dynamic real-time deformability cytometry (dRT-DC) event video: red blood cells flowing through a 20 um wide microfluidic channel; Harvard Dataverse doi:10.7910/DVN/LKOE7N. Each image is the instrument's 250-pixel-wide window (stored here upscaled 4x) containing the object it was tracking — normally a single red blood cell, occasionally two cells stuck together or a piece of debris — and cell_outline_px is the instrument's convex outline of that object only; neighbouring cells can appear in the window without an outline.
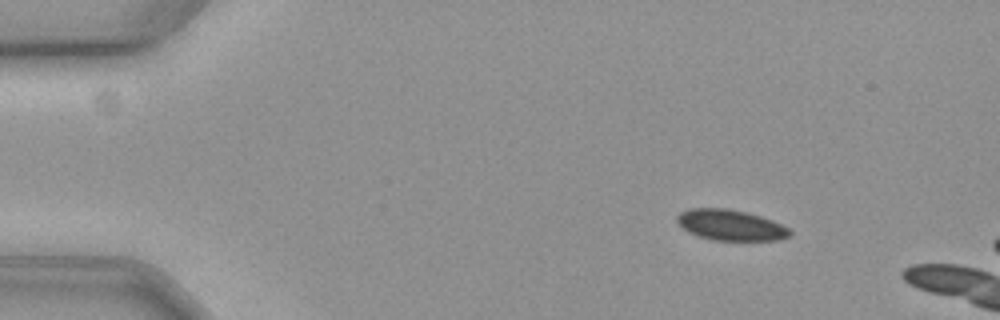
{"species": "common noctule bat (a hibernating species)", "species_latin": "Nyctalus noctula", "temperature_condition": "cold", "stored_images_in_passage": 7, "camera_frame_rate_fps": 3000, "um_per_image_px": 0.085, "animal": {"sex": "female", "body_mass_g": 19.3, "forearm_length_mm": 54.1}, "frame": {"image": 1, "passage_image": 1, "time_ms": 0.0, "image_size_px": [1000, 320], "cell_outline_px": [[792, 232], [788, 236], [776, 240], [712, 240], [688, 232], [676, 220], [676, 216], [680, 212], [692, 208], [724, 208], [744, 212], [760, 216], [772, 220], [788, 228]], "centroid_in_image_um": [62.08, 19.13], "position_along_channel_um": 22.9, "area_um2": 19.88}}